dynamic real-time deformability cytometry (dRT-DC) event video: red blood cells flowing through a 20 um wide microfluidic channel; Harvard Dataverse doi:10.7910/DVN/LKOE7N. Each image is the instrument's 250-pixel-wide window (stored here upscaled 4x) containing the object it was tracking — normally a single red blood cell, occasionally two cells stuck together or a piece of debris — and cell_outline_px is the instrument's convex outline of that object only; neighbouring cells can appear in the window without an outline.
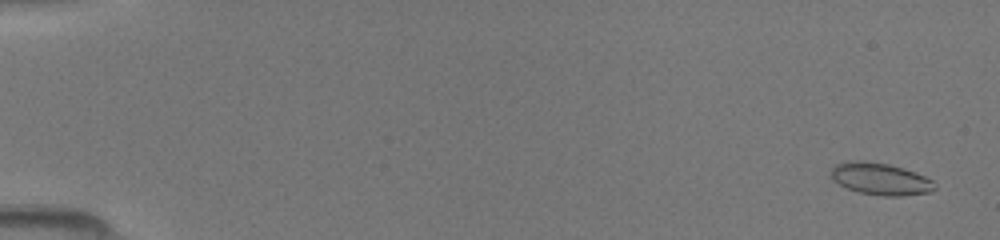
{"species": "common noctule bat (a hibernating species)", "species_latin": "Nyctalus noctula", "temperature_condition": "room temperature", "stored_images_in_passage": 50, "camera_frame_rate_fps": 3000, "um_per_image_px": 0.085, "animal": {"sex": "female", "body_mass_g": 19.5, "forearm_length_mm": 54.1}, "frame": {"image": 1, "passage_image": 3, "time_ms": 0.667, "image_size_px": [1000, 240], "cell_outline_px": [[936, 188], [932, 192], [900, 196], [884, 196], [860, 192], [848, 188], [832, 180], [832, 168], [836, 164], [848, 160], [860, 160], [888, 164], [904, 168], [924, 176], [932, 180], [936, 184]], "centroid_in_image_um": [74.86, 15.2], "position_along_channel_um": 10.1, "area_um2": 19.31}}
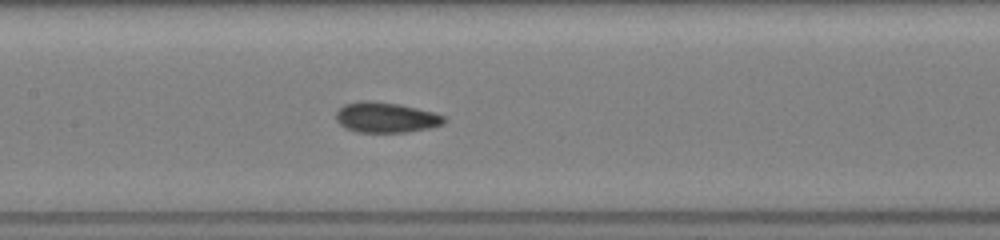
{"frame": {"image": 2, "passage_image": 26, "time_ms": 8.333, "image_size_px": [1000, 240], "cell_outline_px": [[448, 120], [444, 124], [432, 128], [408, 132], [356, 132], [344, 128], [336, 120], [336, 112], [344, 104], [360, 100], [372, 100], [400, 104], [432, 112], [444, 116]], "centroid_in_image_um": [32.8, 9.98], "position_along_channel_um": 174.6, "area_um2": 19.42}}
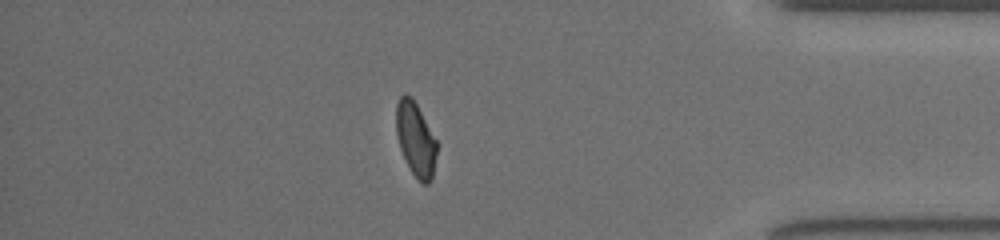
{"frame": {"image": 3, "passage_image": 44, "time_ms": 14.333, "image_size_px": [1000, 240], "cell_outline_px": [[436, 156], [432, 180], [428, 184], [424, 184], [412, 172], [400, 148], [396, 132], [396, 104], [400, 96], [404, 92], [412, 96], [436, 140]], "centroid_in_image_um": [35.32, 11.79], "position_along_channel_um": 399.9, "area_um2": 17.28}}